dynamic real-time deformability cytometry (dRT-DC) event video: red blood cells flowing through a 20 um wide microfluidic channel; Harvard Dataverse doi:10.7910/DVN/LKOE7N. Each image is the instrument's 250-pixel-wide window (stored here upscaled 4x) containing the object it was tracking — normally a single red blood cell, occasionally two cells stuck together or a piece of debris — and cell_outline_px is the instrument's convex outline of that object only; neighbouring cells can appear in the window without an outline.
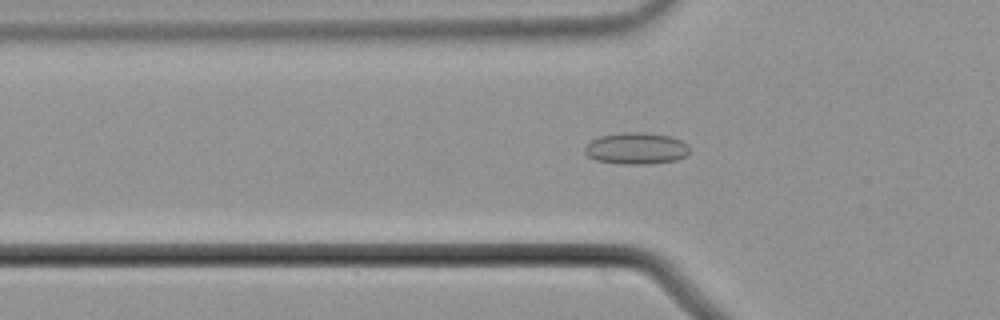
{"species": "common noctule bat (a hibernating species)", "species_latin": "Nyctalus noctula", "temperature_condition": "cold", "stored_images_in_passage": 41, "camera_frame_rate_fps": 3000, "um_per_image_px": 0.085, "animal": {"sex": "male", "body_mass_g": 21.5, "forearm_length_mm": 52.0}, "frame": {"image": 1, "passage_image": 11, "time_ms": 3.333, "image_size_px": [1000, 320], "cell_outline_px": [[688, 156], [676, 160], [648, 164], [620, 164], [596, 160], [588, 156], [584, 152], [584, 148], [592, 140], [600, 136], [624, 132], [644, 132], [672, 136], [688, 144]], "centroid_in_image_um": [54.1, 12.61], "position_along_channel_um": 71.7, "area_um2": 19.42}}
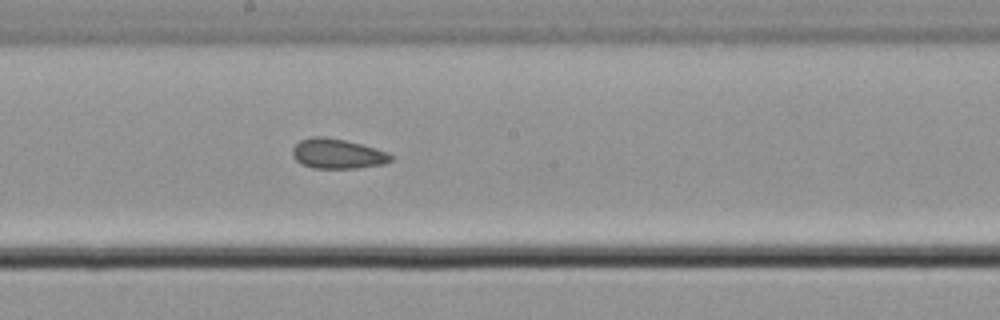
{"frame": {"image": 2, "passage_image": 23, "time_ms": 7.333, "image_size_px": [1000, 320], "cell_outline_px": [[392, 160], [384, 164], [360, 168], [312, 168], [300, 164], [292, 156], [292, 148], [300, 140], [312, 136], [324, 136], [344, 140], [360, 144], [388, 152], [392, 156]], "centroid_in_image_um": [28.65, 13.07], "position_along_channel_um": 219.5, "area_um2": 17.22}}
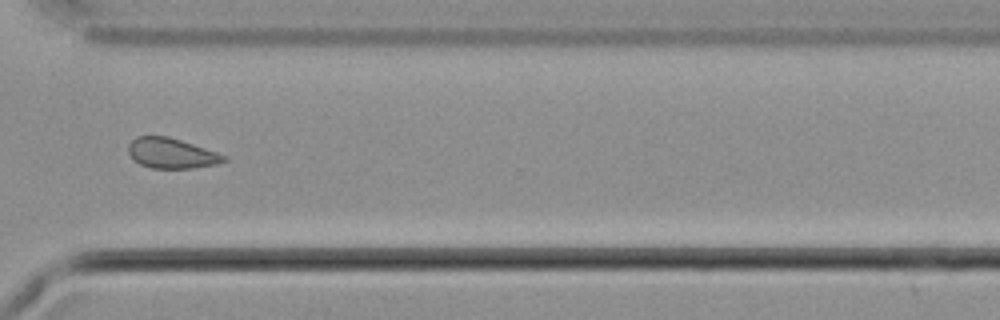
{"frame": {"image": 3, "passage_image": 34, "time_ms": 11.0, "image_size_px": [1000, 320], "cell_outline_px": [[228, 160], [216, 164], [192, 168], [152, 168], [140, 164], [132, 160], [128, 152], [128, 144], [136, 136], [168, 136], [216, 152], [224, 156]], "centroid_in_image_um": [14.52, 13.03], "position_along_channel_um": 356.1, "area_um2": 16.7}, "authors_computed_cell_mechanics": {"area_um2": 17.5134, "velocity_mm_per_s": 3.7083, "shape_relaxation_time_tau1_ms": null, "shape_relaxation_time_tau2_ms": 2.725, "deformation_change_tau1": null, "deformation_change_tau2": 0.0858}}